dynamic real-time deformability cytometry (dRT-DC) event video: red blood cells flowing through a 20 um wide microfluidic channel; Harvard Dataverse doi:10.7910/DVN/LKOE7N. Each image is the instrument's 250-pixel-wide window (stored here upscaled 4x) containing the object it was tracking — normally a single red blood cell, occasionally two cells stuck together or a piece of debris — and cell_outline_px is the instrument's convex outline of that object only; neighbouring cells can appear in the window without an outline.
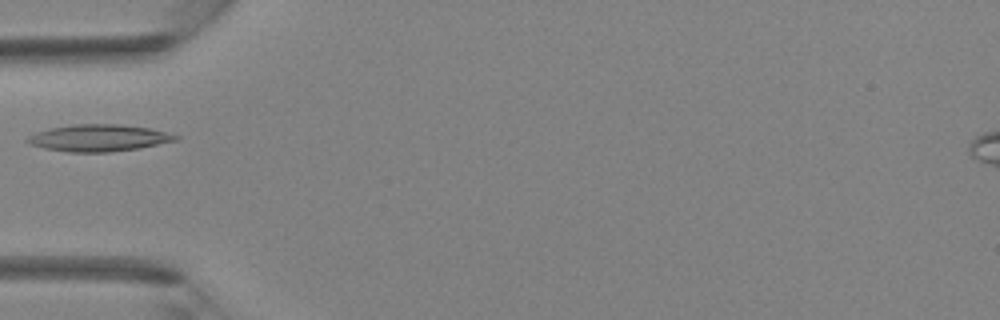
{"species": "Egyptian fruit bat (a non-hibernating species)", "species_latin": "Rousettus aegyptiacus", "temperature_condition": "room temperature", "stored_images_in_passage": 29, "camera_frame_rate_fps": 3000, "um_per_image_px": 0.085, "animal": {"sex": "female"}, "frame": {"image": 1, "passage_image": 1, "time_ms": 0.0, "image_size_px": [1000, 320], "cell_outline_px": [[180, 136], [176, 140], [140, 148], [108, 152], [68, 152], [44, 148], [28, 144], [24, 140], [28, 136], [36, 132], [52, 128], [72, 124], [120, 124], [148, 128]], "centroid_in_image_um": [8.34, 11.73], "position_along_channel_um": 76.7, "area_um2": 23.06}}
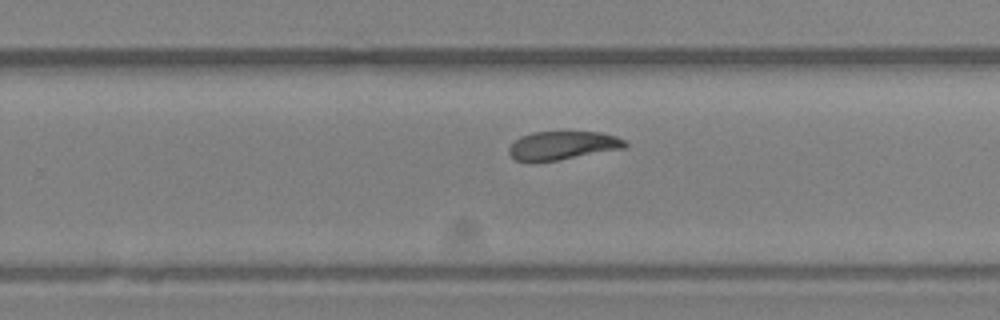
{"frame": {"image": 2, "passage_image": 14, "time_ms": 4.333, "image_size_px": [1000, 320], "cell_outline_px": [[628, 144], [624, 148], [536, 164], [528, 164], [516, 160], [508, 152], [508, 148], [520, 136], [532, 132], [600, 132], [616, 136], [624, 140]], "centroid_in_image_um": [47.76, 12.39], "position_along_channel_um": 282.0, "area_um2": 19.59}}
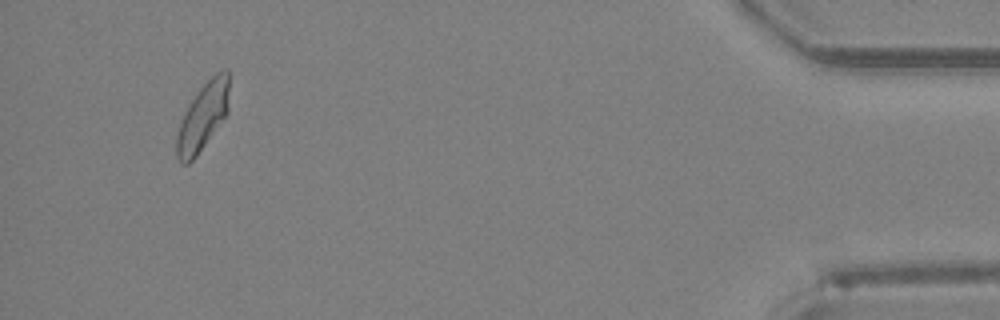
{"frame": {"image": 3, "passage_image": 27, "time_ms": 8.667, "image_size_px": [1000, 320], "cell_outline_px": [[228, 112], [196, 156], [188, 164], [180, 164], [176, 156], [176, 136], [184, 112], [196, 92], [220, 68], [228, 68]], "centroid_in_image_um": [17.23, 9.9], "position_along_channel_um": 418.0, "area_um2": 20.52}}